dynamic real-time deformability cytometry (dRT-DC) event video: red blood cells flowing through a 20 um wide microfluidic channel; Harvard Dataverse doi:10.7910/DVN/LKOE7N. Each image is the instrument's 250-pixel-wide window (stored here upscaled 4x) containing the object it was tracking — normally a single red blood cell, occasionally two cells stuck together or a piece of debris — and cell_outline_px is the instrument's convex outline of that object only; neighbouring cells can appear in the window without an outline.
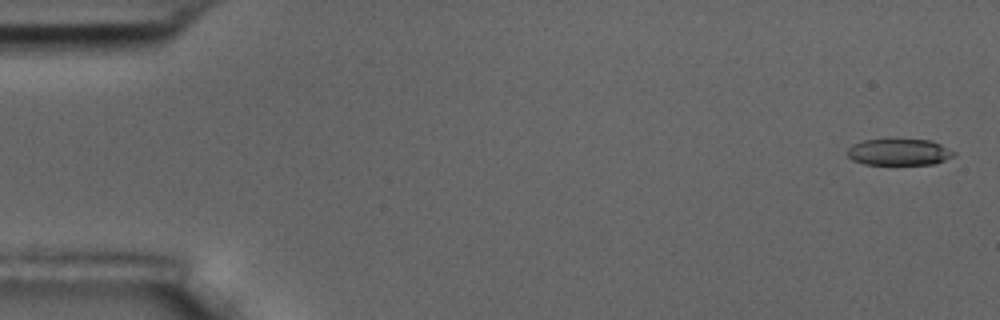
{"species": "common noctule bat (a hibernating species)", "species_latin": "Nyctalus noctula", "temperature_condition": "room temperature", "stored_images_in_passage": 8, "camera_frame_rate_fps": 3000, "um_per_image_px": 0.085, "animal": {"sex": "male", "body_mass_g": 17.5, "forearm_length_mm": 52.3}, "frame": {"image": 1, "passage_image": 1, "time_ms": 0.0, "image_size_px": [1000, 320], "cell_outline_px": [[956, 152], [952, 156], [936, 164], [864, 164], [852, 160], [848, 156], [848, 148], [852, 144], [864, 140], [888, 136], [892, 136], [932, 140]], "centroid_in_image_um": [76.39, 12.86], "position_along_channel_um": 8.6, "area_um2": 17.28}}
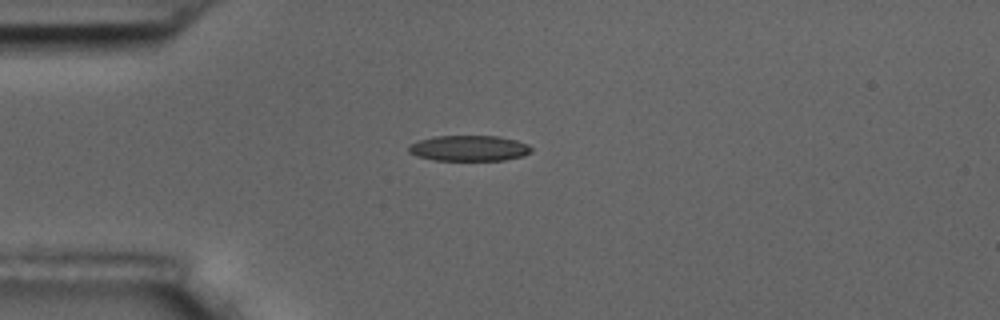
{"frame": {"image": 2, "passage_image": 5, "time_ms": 4.333, "image_size_px": [1000, 320], "cell_outline_px": [[532, 152], [524, 156], [504, 160], [432, 160], [416, 156], [408, 152], [408, 148], [412, 144], [420, 140], [436, 136], [496, 136], [516, 140], [528, 144], [532, 148]], "centroid_in_image_um": [39.89, 12.61], "position_along_channel_um": 45.1, "area_um2": 18.32}}
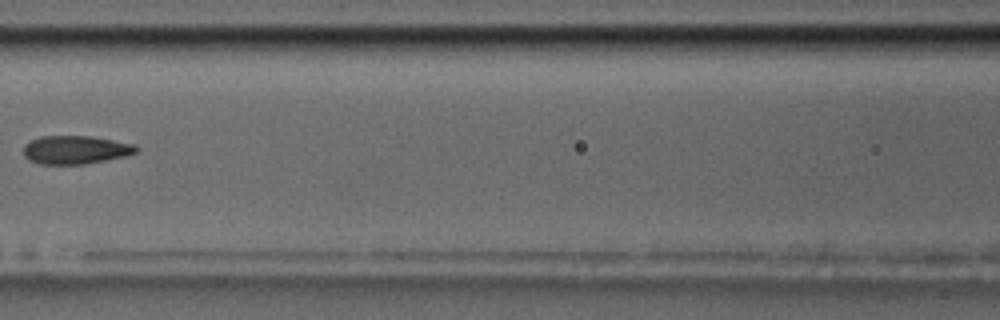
{"frame": {"image": 3, "passage_image": 8, "time_ms": 8.0, "image_size_px": [1000, 320], "cell_outline_px": [[140, 148], [136, 152], [124, 156], [84, 164], [40, 164], [28, 160], [24, 156], [24, 144], [40, 136], [92, 136], [136, 144]], "centroid_in_image_um": [6.42, 12.72], "position_along_channel_um": 160.2, "area_um2": 18.67}}